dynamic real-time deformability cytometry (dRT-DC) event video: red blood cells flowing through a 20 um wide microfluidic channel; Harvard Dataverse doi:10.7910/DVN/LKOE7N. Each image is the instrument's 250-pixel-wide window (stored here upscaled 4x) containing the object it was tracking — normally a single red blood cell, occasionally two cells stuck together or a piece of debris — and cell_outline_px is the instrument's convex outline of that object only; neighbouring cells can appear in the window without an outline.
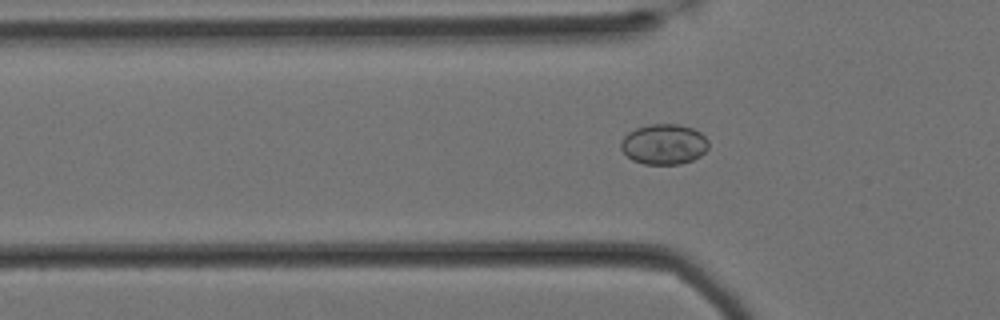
{"species": "Egyptian fruit bat (a non-hibernating species)", "species_latin": "Rousettus aegyptiacus", "temperature_condition": "cold", "stored_images_in_passage": 46, "camera_frame_rate_fps": 3000, "um_per_image_px": 0.085, "animal": {"sex": "female"}, "frame": {"image": 1, "passage_image": 5, "time_ms": 1.333, "image_size_px": [1000, 320], "cell_outline_px": [[708, 148], [700, 156], [692, 160], [680, 164], [644, 164], [632, 160], [620, 148], [620, 144], [624, 136], [628, 132], [636, 128], [652, 124], [680, 124], [692, 128], [700, 132], [708, 140]], "centroid_in_image_um": [56.44, 12.26], "position_along_channel_um": 69.4, "area_um2": 20.63}}
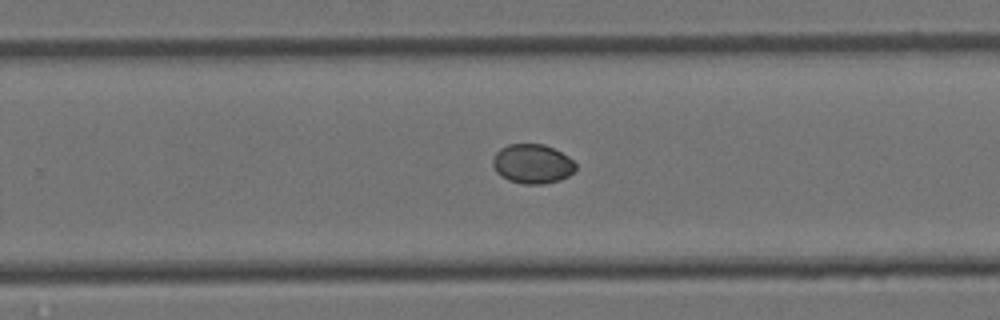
{"frame": {"image": 2, "passage_image": 24, "time_ms": 7.667, "image_size_px": [1000, 320], "cell_outline_px": [[576, 168], [568, 176], [560, 180], [544, 184], [524, 184], [508, 180], [500, 176], [496, 172], [492, 164], [492, 160], [496, 152], [500, 148], [508, 144], [544, 144], [568, 156], [576, 164]], "centroid_in_image_um": [45.23, 13.93], "position_along_channel_um": 284.6, "area_um2": 19.07}}
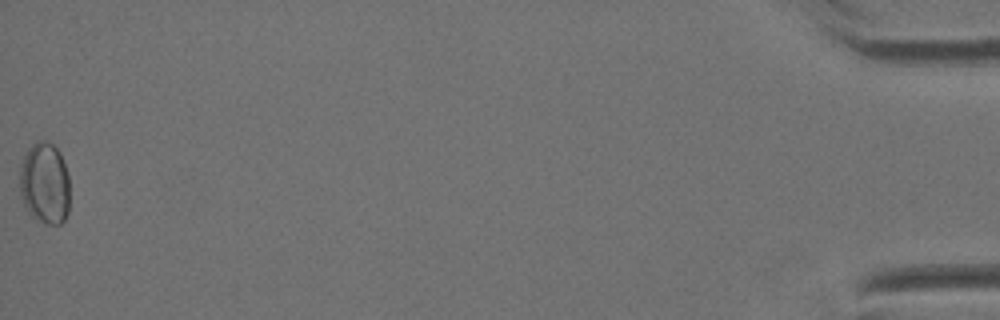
{"frame": {"image": 3, "passage_image": 46, "time_ms": 15.0, "image_size_px": [1000, 320], "cell_outline_px": [[68, 212], [64, 220], [60, 224], [48, 224], [32, 216], [28, 212], [20, 196], [20, 168], [24, 156], [28, 148], [36, 140], [44, 140], [52, 144], [60, 152], [68, 176]], "centroid_in_image_um": [3.79, 15.57], "position_along_channel_um": 431.4, "area_um2": 23.76}}